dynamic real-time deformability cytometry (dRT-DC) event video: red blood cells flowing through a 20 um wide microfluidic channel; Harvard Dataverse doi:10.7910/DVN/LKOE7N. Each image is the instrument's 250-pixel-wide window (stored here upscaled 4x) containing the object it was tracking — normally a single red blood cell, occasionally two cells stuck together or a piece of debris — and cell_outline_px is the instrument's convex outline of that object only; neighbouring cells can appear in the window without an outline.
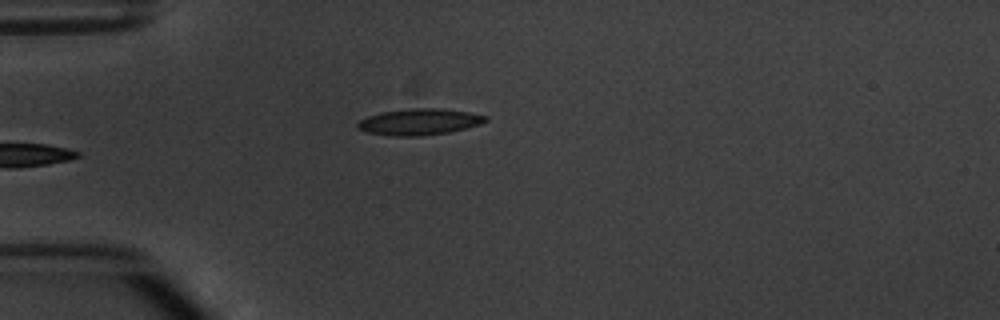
{"species": "common noctule bat (a hibernating species)", "species_latin": "Nyctalus noctula", "temperature_condition": "warm", "stored_images_in_passage": 5, "camera_frame_rate_fps": 3000, "um_per_image_px": 0.085, "animal": {"sex": "male", "body_mass_g": 20.1, "forearm_length_mm": 53.5}, "frame": {"image": 1, "passage_image": 5, "time_ms": 5.333, "image_size_px": [1000, 320], "cell_outline_px": [[488, 120], [480, 124], [448, 132], [420, 136], [392, 136], [368, 132], [356, 128], [356, 124], [360, 120], [368, 116], [380, 112], [412, 108], [444, 108], [468, 112], [488, 116]], "centroid_in_image_um": [35.63, 10.35], "position_along_channel_um": 49.4, "area_um2": 19.59}}